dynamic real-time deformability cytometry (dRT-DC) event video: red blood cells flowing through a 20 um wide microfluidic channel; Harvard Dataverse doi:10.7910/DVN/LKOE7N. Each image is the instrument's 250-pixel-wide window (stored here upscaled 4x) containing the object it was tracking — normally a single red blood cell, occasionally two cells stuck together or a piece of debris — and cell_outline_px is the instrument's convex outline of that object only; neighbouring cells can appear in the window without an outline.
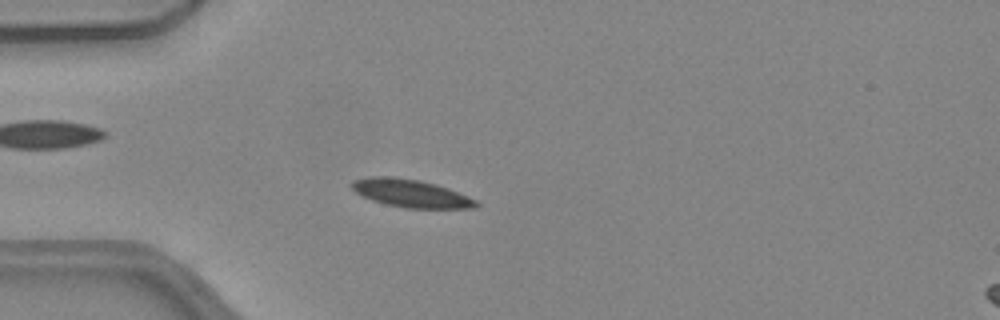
{"species": "common noctule bat (a hibernating species)", "species_latin": "Nyctalus noctula", "temperature_condition": "warm", "stored_images_in_passage": 51, "camera_frame_rate_fps": 3000, "um_per_image_px": 0.085, "animal": {"sex": "female", "body_mass_g": 24.6, "forearm_length_mm": 56.2}, "frame": {"image": 1, "passage_image": 14, "time_ms": 4.333, "image_size_px": [1000, 320], "cell_outline_px": [[480, 204], [476, 208], [404, 208], [384, 204], [360, 196], [348, 184], [352, 180], [368, 176], [392, 176], [420, 180], [436, 184], [448, 188], [468, 196], [476, 200]], "centroid_in_image_um": [34.87, 16.42], "position_along_channel_um": 50.1, "area_um2": 20.52}}
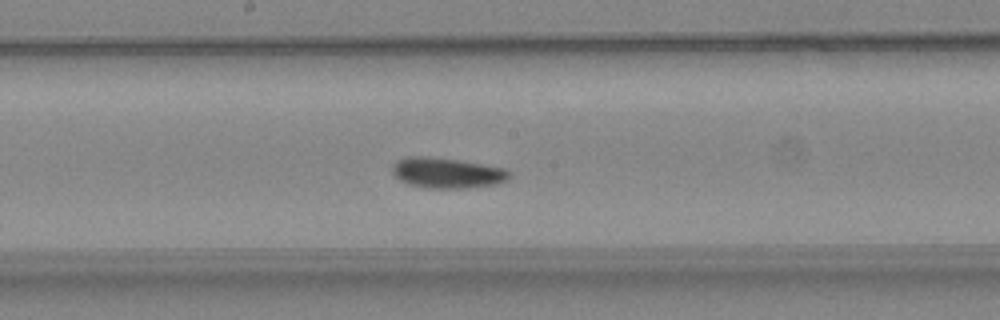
{"frame": {"image": 2, "passage_image": 27, "time_ms": 8.667, "image_size_px": [1000, 320], "cell_outline_px": [[512, 172], [508, 180], [496, 184], [468, 188], [428, 188], [408, 184], [400, 180], [392, 172], [392, 164], [396, 160], [408, 156], [424, 156], [456, 160], [504, 168]], "centroid_in_image_um": [37.99, 14.7], "position_along_channel_um": 210.2, "area_um2": 20.75}}
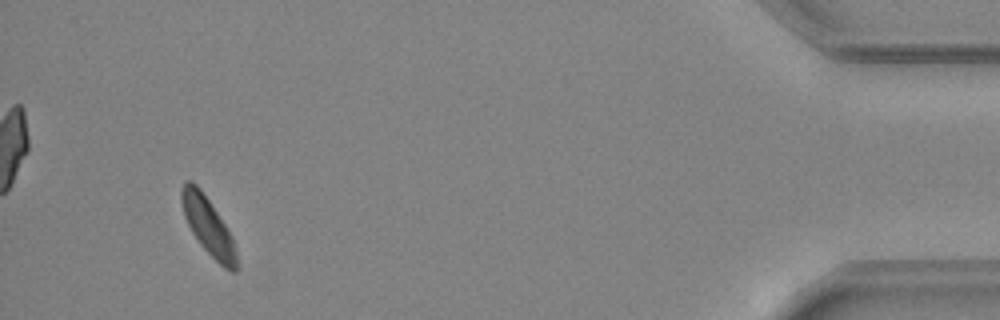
{"frame": {"image": 3, "passage_image": 48, "time_ms": 15.667, "image_size_px": [1000, 320], "cell_outline_px": [[236, 272], [232, 272], [224, 268], [200, 244], [192, 232], [184, 216], [180, 200], [180, 188], [188, 180], [192, 180], [200, 188], [228, 228], [232, 236], [236, 252]], "centroid_in_image_um": [17.67, 19.18], "position_along_channel_um": 417.5, "area_um2": 18.26}, "authors_computed_cell_mechanics": {"area_um2": 19.4208, "velocity_mm_per_s": 4.0062, "shape_relaxation_time_tau1_ms": 6.0214, "shape_relaxation_time_tau2_ms": null, "deformation_change_tau1": 0.1196, "deformation_change_tau2": null}}